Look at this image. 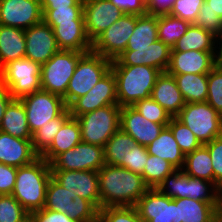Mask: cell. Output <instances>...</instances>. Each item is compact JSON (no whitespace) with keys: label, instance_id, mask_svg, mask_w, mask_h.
<instances>
[{"label":"cell","instance_id":"cell-5","mask_svg":"<svg viewBox=\"0 0 222 222\" xmlns=\"http://www.w3.org/2000/svg\"><path fill=\"white\" fill-rule=\"evenodd\" d=\"M112 61L93 51L85 53L78 61L63 97L67 108L86 95L110 70Z\"/></svg>","mask_w":222,"mask_h":222},{"label":"cell","instance_id":"cell-24","mask_svg":"<svg viewBox=\"0 0 222 222\" xmlns=\"http://www.w3.org/2000/svg\"><path fill=\"white\" fill-rule=\"evenodd\" d=\"M53 31L60 50L91 51L92 42L86 34L85 21L60 23L53 28Z\"/></svg>","mask_w":222,"mask_h":222},{"label":"cell","instance_id":"cell-58","mask_svg":"<svg viewBox=\"0 0 222 222\" xmlns=\"http://www.w3.org/2000/svg\"><path fill=\"white\" fill-rule=\"evenodd\" d=\"M215 222H222V207L217 211Z\"/></svg>","mask_w":222,"mask_h":222},{"label":"cell","instance_id":"cell-31","mask_svg":"<svg viewBox=\"0 0 222 222\" xmlns=\"http://www.w3.org/2000/svg\"><path fill=\"white\" fill-rule=\"evenodd\" d=\"M135 144L134 138L120 128L104 146L105 164L127 169V156Z\"/></svg>","mask_w":222,"mask_h":222},{"label":"cell","instance_id":"cell-11","mask_svg":"<svg viewBox=\"0 0 222 222\" xmlns=\"http://www.w3.org/2000/svg\"><path fill=\"white\" fill-rule=\"evenodd\" d=\"M136 21V14L124 13L92 42L91 51L111 61L117 59L126 50Z\"/></svg>","mask_w":222,"mask_h":222},{"label":"cell","instance_id":"cell-47","mask_svg":"<svg viewBox=\"0 0 222 222\" xmlns=\"http://www.w3.org/2000/svg\"><path fill=\"white\" fill-rule=\"evenodd\" d=\"M209 150L214 171V184L222 191V136L205 144Z\"/></svg>","mask_w":222,"mask_h":222},{"label":"cell","instance_id":"cell-59","mask_svg":"<svg viewBox=\"0 0 222 222\" xmlns=\"http://www.w3.org/2000/svg\"><path fill=\"white\" fill-rule=\"evenodd\" d=\"M217 65L222 68V53H216Z\"/></svg>","mask_w":222,"mask_h":222},{"label":"cell","instance_id":"cell-48","mask_svg":"<svg viewBox=\"0 0 222 222\" xmlns=\"http://www.w3.org/2000/svg\"><path fill=\"white\" fill-rule=\"evenodd\" d=\"M147 157V148L136 143L127 156V169L131 172L142 174L147 162Z\"/></svg>","mask_w":222,"mask_h":222},{"label":"cell","instance_id":"cell-51","mask_svg":"<svg viewBox=\"0 0 222 222\" xmlns=\"http://www.w3.org/2000/svg\"><path fill=\"white\" fill-rule=\"evenodd\" d=\"M29 219L32 222H77L71 219L67 214L45 208L31 212L29 214Z\"/></svg>","mask_w":222,"mask_h":222},{"label":"cell","instance_id":"cell-8","mask_svg":"<svg viewBox=\"0 0 222 222\" xmlns=\"http://www.w3.org/2000/svg\"><path fill=\"white\" fill-rule=\"evenodd\" d=\"M87 52L59 50L41 65V90L64 97L79 59Z\"/></svg>","mask_w":222,"mask_h":222},{"label":"cell","instance_id":"cell-56","mask_svg":"<svg viewBox=\"0 0 222 222\" xmlns=\"http://www.w3.org/2000/svg\"><path fill=\"white\" fill-rule=\"evenodd\" d=\"M201 9H210L222 18V0H205Z\"/></svg>","mask_w":222,"mask_h":222},{"label":"cell","instance_id":"cell-4","mask_svg":"<svg viewBox=\"0 0 222 222\" xmlns=\"http://www.w3.org/2000/svg\"><path fill=\"white\" fill-rule=\"evenodd\" d=\"M156 189L172 199L191 198L222 205V191L213 182L190 177L182 170L166 176Z\"/></svg>","mask_w":222,"mask_h":222},{"label":"cell","instance_id":"cell-34","mask_svg":"<svg viewBox=\"0 0 222 222\" xmlns=\"http://www.w3.org/2000/svg\"><path fill=\"white\" fill-rule=\"evenodd\" d=\"M181 170L190 177L204 179L214 183L211 157L205 145L185 155L184 165Z\"/></svg>","mask_w":222,"mask_h":222},{"label":"cell","instance_id":"cell-13","mask_svg":"<svg viewBox=\"0 0 222 222\" xmlns=\"http://www.w3.org/2000/svg\"><path fill=\"white\" fill-rule=\"evenodd\" d=\"M52 178L62 187L76 196L90 201L98 210L101 209L99 178L96 171L51 170Z\"/></svg>","mask_w":222,"mask_h":222},{"label":"cell","instance_id":"cell-38","mask_svg":"<svg viewBox=\"0 0 222 222\" xmlns=\"http://www.w3.org/2000/svg\"><path fill=\"white\" fill-rule=\"evenodd\" d=\"M176 170L170 162L148 154L147 162L141 175L149 188H157L166 176Z\"/></svg>","mask_w":222,"mask_h":222},{"label":"cell","instance_id":"cell-2","mask_svg":"<svg viewBox=\"0 0 222 222\" xmlns=\"http://www.w3.org/2000/svg\"><path fill=\"white\" fill-rule=\"evenodd\" d=\"M51 177L50 163L39 157L29 165L17 167L15 187L11 195L29 214L43 209Z\"/></svg>","mask_w":222,"mask_h":222},{"label":"cell","instance_id":"cell-16","mask_svg":"<svg viewBox=\"0 0 222 222\" xmlns=\"http://www.w3.org/2000/svg\"><path fill=\"white\" fill-rule=\"evenodd\" d=\"M144 222H180L175 199L149 188L135 205Z\"/></svg>","mask_w":222,"mask_h":222},{"label":"cell","instance_id":"cell-9","mask_svg":"<svg viewBox=\"0 0 222 222\" xmlns=\"http://www.w3.org/2000/svg\"><path fill=\"white\" fill-rule=\"evenodd\" d=\"M176 118L194 133L202 145L222 136V115L207 102L185 103Z\"/></svg>","mask_w":222,"mask_h":222},{"label":"cell","instance_id":"cell-45","mask_svg":"<svg viewBox=\"0 0 222 222\" xmlns=\"http://www.w3.org/2000/svg\"><path fill=\"white\" fill-rule=\"evenodd\" d=\"M205 0H175L170 15L194 24Z\"/></svg>","mask_w":222,"mask_h":222},{"label":"cell","instance_id":"cell-21","mask_svg":"<svg viewBox=\"0 0 222 222\" xmlns=\"http://www.w3.org/2000/svg\"><path fill=\"white\" fill-rule=\"evenodd\" d=\"M165 126L146 120L132 106L121 107L120 128L134 138L137 144L148 146Z\"/></svg>","mask_w":222,"mask_h":222},{"label":"cell","instance_id":"cell-23","mask_svg":"<svg viewBox=\"0 0 222 222\" xmlns=\"http://www.w3.org/2000/svg\"><path fill=\"white\" fill-rule=\"evenodd\" d=\"M150 97L163 107L171 117H176L185 106V101L174 76L167 71L162 72L157 78Z\"/></svg>","mask_w":222,"mask_h":222},{"label":"cell","instance_id":"cell-40","mask_svg":"<svg viewBox=\"0 0 222 222\" xmlns=\"http://www.w3.org/2000/svg\"><path fill=\"white\" fill-rule=\"evenodd\" d=\"M167 126L171 129L180 150L185 155L202 146L194 133L176 117H172Z\"/></svg>","mask_w":222,"mask_h":222},{"label":"cell","instance_id":"cell-28","mask_svg":"<svg viewBox=\"0 0 222 222\" xmlns=\"http://www.w3.org/2000/svg\"><path fill=\"white\" fill-rule=\"evenodd\" d=\"M185 51L216 52L215 35L208 30L191 24L186 33L180 37L171 49V52Z\"/></svg>","mask_w":222,"mask_h":222},{"label":"cell","instance_id":"cell-1","mask_svg":"<svg viewBox=\"0 0 222 222\" xmlns=\"http://www.w3.org/2000/svg\"><path fill=\"white\" fill-rule=\"evenodd\" d=\"M98 178L101 208L135 206L149 189L141 174L120 166L104 164Z\"/></svg>","mask_w":222,"mask_h":222},{"label":"cell","instance_id":"cell-7","mask_svg":"<svg viewBox=\"0 0 222 222\" xmlns=\"http://www.w3.org/2000/svg\"><path fill=\"white\" fill-rule=\"evenodd\" d=\"M0 84L13 97H22L41 90V65L28 58L11 61L0 70Z\"/></svg>","mask_w":222,"mask_h":222},{"label":"cell","instance_id":"cell-29","mask_svg":"<svg viewBox=\"0 0 222 222\" xmlns=\"http://www.w3.org/2000/svg\"><path fill=\"white\" fill-rule=\"evenodd\" d=\"M180 222H215L217 211L222 205L197 201L191 198L175 199Z\"/></svg>","mask_w":222,"mask_h":222},{"label":"cell","instance_id":"cell-33","mask_svg":"<svg viewBox=\"0 0 222 222\" xmlns=\"http://www.w3.org/2000/svg\"><path fill=\"white\" fill-rule=\"evenodd\" d=\"M174 78L185 103L206 102L208 74H181Z\"/></svg>","mask_w":222,"mask_h":222},{"label":"cell","instance_id":"cell-22","mask_svg":"<svg viewBox=\"0 0 222 222\" xmlns=\"http://www.w3.org/2000/svg\"><path fill=\"white\" fill-rule=\"evenodd\" d=\"M32 139H21L0 131V163L22 167L40 156L34 151Z\"/></svg>","mask_w":222,"mask_h":222},{"label":"cell","instance_id":"cell-39","mask_svg":"<svg viewBox=\"0 0 222 222\" xmlns=\"http://www.w3.org/2000/svg\"><path fill=\"white\" fill-rule=\"evenodd\" d=\"M43 21L54 28L60 23H73V21H85L84 6H70L56 9H42Z\"/></svg>","mask_w":222,"mask_h":222},{"label":"cell","instance_id":"cell-55","mask_svg":"<svg viewBox=\"0 0 222 222\" xmlns=\"http://www.w3.org/2000/svg\"><path fill=\"white\" fill-rule=\"evenodd\" d=\"M12 100L13 97L10 95L9 91L0 84V125L5 113V109Z\"/></svg>","mask_w":222,"mask_h":222},{"label":"cell","instance_id":"cell-49","mask_svg":"<svg viewBox=\"0 0 222 222\" xmlns=\"http://www.w3.org/2000/svg\"><path fill=\"white\" fill-rule=\"evenodd\" d=\"M222 18L210 9H200L194 25L208 30L216 35L221 27Z\"/></svg>","mask_w":222,"mask_h":222},{"label":"cell","instance_id":"cell-19","mask_svg":"<svg viewBox=\"0 0 222 222\" xmlns=\"http://www.w3.org/2000/svg\"><path fill=\"white\" fill-rule=\"evenodd\" d=\"M171 57V48L157 39L149 47L124 51L117 59L112 60L111 66H150L161 72H166Z\"/></svg>","mask_w":222,"mask_h":222},{"label":"cell","instance_id":"cell-26","mask_svg":"<svg viewBox=\"0 0 222 222\" xmlns=\"http://www.w3.org/2000/svg\"><path fill=\"white\" fill-rule=\"evenodd\" d=\"M82 141L76 117L70 116L56 133L51 146L40 156L50 163L58 154L72 149Z\"/></svg>","mask_w":222,"mask_h":222},{"label":"cell","instance_id":"cell-44","mask_svg":"<svg viewBox=\"0 0 222 222\" xmlns=\"http://www.w3.org/2000/svg\"><path fill=\"white\" fill-rule=\"evenodd\" d=\"M206 102L222 115V68L217 64L208 73V94Z\"/></svg>","mask_w":222,"mask_h":222},{"label":"cell","instance_id":"cell-12","mask_svg":"<svg viewBox=\"0 0 222 222\" xmlns=\"http://www.w3.org/2000/svg\"><path fill=\"white\" fill-rule=\"evenodd\" d=\"M104 164V147L81 141L72 149L58 154L50 162V168L98 172Z\"/></svg>","mask_w":222,"mask_h":222},{"label":"cell","instance_id":"cell-46","mask_svg":"<svg viewBox=\"0 0 222 222\" xmlns=\"http://www.w3.org/2000/svg\"><path fill=\"white\" fill-rule=\"evenodd\" d=\"M98 212L99 210L90 201L76 196L69 217L77 222H98Z\"/></svg>","mask_w":222,"mask_h":222},{"label":"cell","instance_id":"cell-6","mask_svg":"<svg viewBox=\"0 0 222 222\" xmlns=\"http://www.w3.org/2000/svg\"><path fill=\"white\" fill-rule=\"evenodd\" d=\"M83 142L104 147L120 129L121 107L107 105L77 117Z\"/></svg>","mask_w":222,"mask_h":222},{"label":"cell","instance_id":"cell-32","mask_svg":"<svg viewBox=\"0 0 222 222\" xmlns=\"http://www.w3.org/2000/svg\"><path fill=\"white\" fill-rule=\"evenodd\" d=\"M157 16L137 15V21L132 35L130 36L125 51H135L149 47L158 39Z\"/></svg>","mask_w":222,"mask_h":222},{"label":"cell","instance_id":"cell-57","mask_svg":"<svg viewBox=\"0 0 222 222\" xmlns=\"http://www.w3.org/2000/svg\"><path fill=\"white\" fill-rule=\"evenodd\" d=\"M215 38H216V53H222V24L219 32L215 35Z\"/></svg>","mask_w":222,"mask_h":222},{"label":"cell","instance_id":"cell-37","mask_svg":"<svg viewBox=\"0 0 222 222\" xmlns=\"http://www.w3.org/2000/svg\"><path fill=\"white\" fill-rule=\"evenodd\" d=\"M73 195L71 191L62 187L52 177L46 189L45 209L62 212L68 216L72 214Z\"/></svg>","mask_w":222,"mask_h":222},{"label":"cell","instance_id":"cell-17","mask_svg":"<svg viewBox=\"0 0 222 222\" xmlns=\"http://www.w3.org/2000/svg\"><path fill=\"white\" fill-rule=\"evenodd\" d=\"M24 34L26 42L25 58L33 62L42 65L60 50L53 28L44 21L24 30Z\"/></svg>","mask_w":222,"mask_h":222},{"label":"cell","instance_id":"cell-15","mask_svg":"<svg viewBox=\"0 0 222 222\" xmlns=\"http://www.w3.org/2000/svg\"><path fill=\"white\" fill-rule=\"evenodd\" d=\"M42 21L39 0H0V25L26 30Z\"/></svg>","mask_w":222,"mask_h":222},{"label":"cell","instance_id":"cell-53","mask_svg":"<svg viewBox=\"0 0 222 222\" xmlns=\"http://www.w3.org/2000/svg\"><path fill=\"white\" fill-rule=\"evenodd\" d=\"M175 0H145L148 15H166L172 10Z\"/></svg>","mask_w":222,"mask_h":222},{"label":"cell","instance_id":"cell-20","mask_svg":"<svg viewBox=\"0 0 222 222\" xmlns=\"http://www.w3.org/2000/svg\"><path fill=\"white\" fill-rule=\"evenodd\" d=\"M216 64V52H171L167 72L173 76L181 74H208Z\"/></svg>","mask_w":222,"mask_h":222},{"label":"cell","instance_id":"cell-42","mask_svg":"<svg viewBox=\"0 0 222 222\" xmlns=\"http://www.w3.org/2000/svg\"><path fill=\"white\" fill-rule=\"evenodd\" d=\"M29 213L11 195H0V222H26Z\"/></svg>","mask_w":222,"mask_h":222},{"label":"cell","instance_id":"cell-14","mask_svg":"<svg viewBox=\"0 0 222 222\" xmlns=\"http://www.w3.org/2000/svg\"><path fill=\"white\" fill-rule=\"evenodd\" d=\"M107 105H118L116 78L110 70L86 95L77 98L68 110L72 117L95 111Z\"/></svg>","mask_w":222,"mask_h":222},{"label":"cell","instance_id":"cell-35","mask_svg":"<svg viewBox=\"0 0 222 222\" xmlns=\"http://www.w3.org/2000/svg\"><path fill=\"white\" fill-rule=\"evenodd\" d=\"M157 25L158 39L172 49L180 37L186 33L191 23L166 14L157 16Z\"/></svg>","mask_w":222,"mask_h":222},{"label":"cell","instance_id":"cell-18","mask_svg":"<svg viewBox=\"0 0 222 222\" xmlns=\"http://www.w3.org/2000/svg\"><path fill=\"white\" fill-rule=\"evenodd\" d=\"M85 30L93 42L101 33L119 20L124 12L110 0L84 1Z\"/></svg>","mask_w":222,"mask_h":222},{"label":"cell","instance_id":"cell-52","mask_svg":"<svg viewBox=\"0 0 222 222\" xmlns=\"http://www.w3.org/2000/svg\"><path fill=\"white\" fill-rule=\"evenodd\" d=\"M115 6L120 8L124 13L145 15V0H110Z\"/></svg>","mask_w":222,"mask_h":222},{"label":"cell","instance_id":"cell-3","mask_svg":"<svg viewBox=\"0 0 222 222\" xmlns=\"http://www.w3.org/2000/svg\"><path fill=\"white\" fill-rule=\"evenodd\" d=\"M116 78L117 99L120 107L133 106L139 100L149 98L160 70L140 66H111Z\"/></svg>","mask_w":222,"mask_h":222},{"label":"cell","instance_id":"cell-30","mask_svg":"<svg viewBox=\"0 0 222 222\" xmlns=\"http://www.w3.org/2000/svg\"><path fill=\"white\" fill-rule=\"evenodd\" d=\"M0 131L21 139H32L25 107L19 99H13L5 109Z\"/></svg>","mask_w":222,"mask_h":222},{"label":"cell","instance_id":"cell-54","mask_svg":"<svg viewBox=\"0 0 222 222\" xmlns=\"http://www.w3.org/2000/svg\"><path fill=\"white\" fill-rule=\"evenodd\" d=\"M42 9H56L70 6H84L81 0H39Z\"/></svg>","mask_w":222,"mask_h":222},{"label":"cell","instance_id":"cell-27","mask_svg":"<svg viewBox=\"0 0 222 222\" xmlns=\"http://www.w3.org/2000/svg\"><path fill=\"white\" fill-rule=\"evenodd\" d=\"M146 148L149 155H155L170 162L177 170L183 168L185 154L180 150L168 126L164 127L159 136Z\"/></svg>","mask_w":222,"mask_h":222},{"label":"cell","instance_id":"cell-50","mask_svg":"<svg viewBox=\"0 0 222 222\" xmlns=\"http://www.w3.org/2000/svg\"><path fill=\"white\" fill-rule=\"evenodd\" d=\"M17 175V167L0 163V195L12 194Z\"/></svg>","mask_w":222,"mask_h":222},{"label":"cell","instance_id":"cell-41","mask_svg":"<svg viewBox=\"0 0 222 222\" xmlns=\"http://www.w3.org/2000/svg\"><path fill=\"white\" fill-rule=\"evenodd\" d=\"M132 107L146 120L163 124L165 127L172 119L169 113L151 97L139 100Z\"/></svg>","mask_w":222,"mask_h":222},{"label":"cell","instance_id":"cell-43","mask_svg":"<svg viewBox=\"0 0 222 222\" xmlns=\"http://www.w3.org/2000/svg\"><path fill=\"white\" fill-rule=\"evenodd\" d=\"M98 222H144L135 206H118L101 208Z\"/></svg>","mask_w":222,"mask_h":222},{"label":"cell","instance_id":"cell-36","mask_svg":"<svg viewBox=\"0 0 222 222\" xmlns=\"http://www.w3.org/2000/svg\"><path fill=\"white\" fill-rule=\"evenodd\" d=\"M70 116V112L66 108L58 117L52 119L32 134L33 149L39 156L51 146L56 133Z\"/></svg>","mask_w":222,"mask_h":222},{"label":"cell","instance_id":"cell-10","mask_svg":"<svg viewBox=\"0 0 222 222\" xmlns=\"http://www.w3.org/2000/svg\"><path fill=\"white\" fill-rule=\"evenodd\" d=\"M19 100L25 107L31 134L58 117L67 108L63 97L44 90L26 95Z\"/></svg>","mask_w":222,"mask_h":222},{"label":"cell","instance_id":"cell-25","mask_svg":"<svg viewBox=\"0 0 222 222\" xmlns=\"http://www.w3.org/2000/svg\"><path fill=\"white\" fill-rule=\"evenodd\" d=\"M24 30L0 25V70L9 62L25 57Z\"/></svg>","mask_w":222,"mask_h":222}]
</instances>
